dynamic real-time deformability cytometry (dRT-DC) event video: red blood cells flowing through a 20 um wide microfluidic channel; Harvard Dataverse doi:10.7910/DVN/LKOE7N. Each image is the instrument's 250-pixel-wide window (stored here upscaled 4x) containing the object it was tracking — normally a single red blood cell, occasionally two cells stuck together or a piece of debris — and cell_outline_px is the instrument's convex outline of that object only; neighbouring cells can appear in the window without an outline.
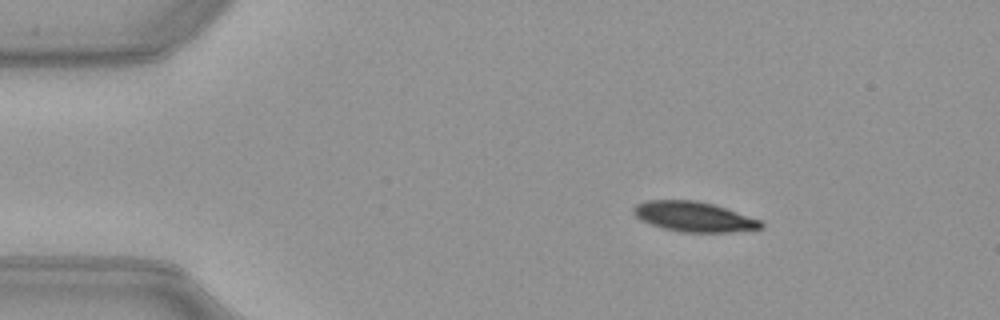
{"species": "common noctule bat (a hibernating species)", "species_latin": "Nyctalus noctula", "temperature_condition": "warm", "stored_images_in_passage": 44, "camera_frame_rate_fps": 3000, "um_per_image_px": 0.085, "animal": {"sex": "female", "body_mass_g": 21.9}, "frame": {"image": 1, "passage_image": 1, "time_ms": 0.0, "image_size_px": [1000, 320], "cell_outline_px": [[764, 228], [732, 232], [680, 232], [664, 228], [640, 220], [632, 212], [632, 208], [636, 204], [648, 200], [696, 200], [712, 204], [760, 220], [764, 224]], "centroid_in_image_um": [58.96, 18.42], "position_along_channel_um": 26.0, "area_um2": 22.14}}
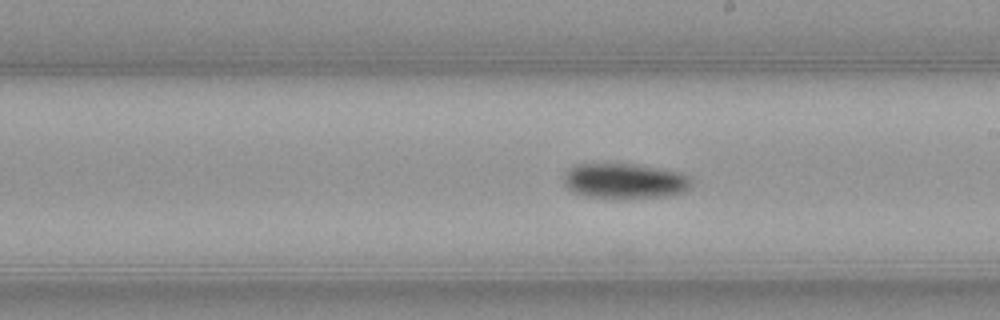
{"frame": {"image": 2, "passage_image": 22, "time_ms": 7.0, "image_size_px": [1000, 320], "cell_outline_px": [[692, 188], [684, 192], [668, 196], [616, 200], [604, 200], [584, 196], [572, 192], [564, 184], [564, 176], [568, 168], [576, 164], [636, 164], [684, 172], [692, 176]], "centroid_in_image_um": [53.14, 15.42], "position_along_channel_um": 235.9, "area_um2": 27.46}}
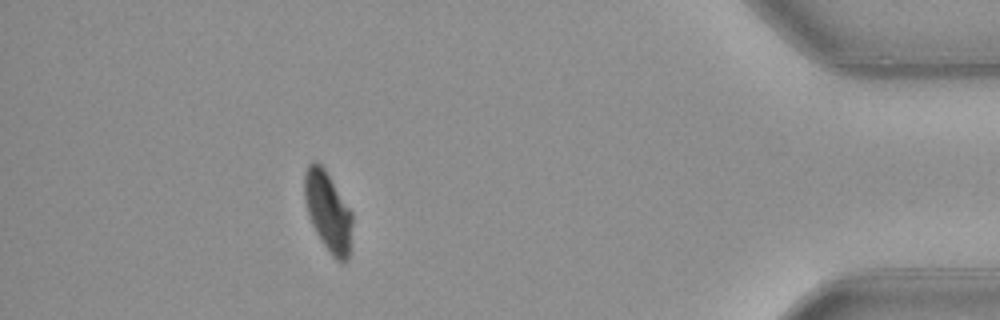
{"frame": {"image": 3, "passage_image": 39, "time_ms": 12.667, "image_size_px": [1000, 320], "cell_outline_px": [[352, 224], [348, 260], [344, 264], [336, 260], [332, 256], [316, 232], [308, 216], [304, 200], [304, 172], [308, 164], [312, 160], [316, 160], [324, 168], [352, 212]], "centroid_in_image_um": [27.86, 17.96], "position_along_channel_um": 407.3, "area_um2": 22.25}, "authors_computed_cell_mechanics": {"area_um2": 24.8251, "velocity_mm_per_s": 3.9762, "shape_relaxation_time_tau1_ms": 2.6414, "shape_relaxation_time_tau2_ms": null, "deformation_change_tau1": 0.1202, "deformation_change_tau2": null}}